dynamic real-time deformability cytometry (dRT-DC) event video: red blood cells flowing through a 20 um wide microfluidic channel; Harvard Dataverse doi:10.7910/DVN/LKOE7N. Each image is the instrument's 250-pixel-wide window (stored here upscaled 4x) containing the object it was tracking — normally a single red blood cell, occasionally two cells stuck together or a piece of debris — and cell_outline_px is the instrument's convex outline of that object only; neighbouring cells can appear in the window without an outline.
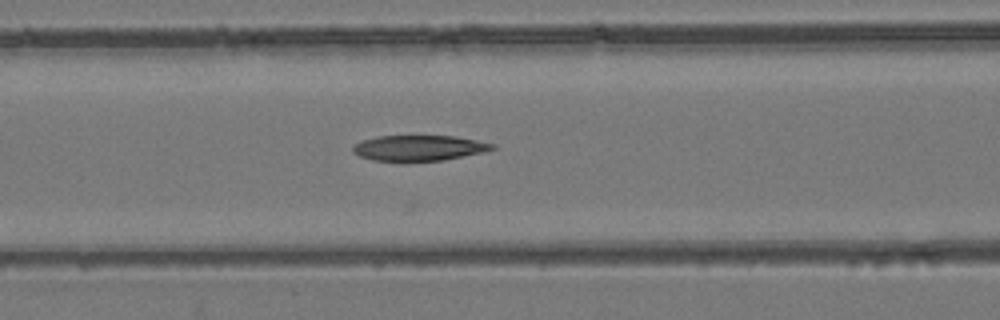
{"species": "common noctule bat (a hibernating species)", "species_latin": "Nyctalus noctula", "temperature_condition": "room temperature", "stored_images_in_passage": 5, "camera_frame_rate_fps": 3000, "um_per_image_px": 0.085, "animal": {"sex": "female", "body_mass_g": 24.6, "forearm_length_mm": 56.2}, "frame": {"image": 1, "passage_image": 5, "time_ms": 4.667, "image_size_px": [1000, 320], "cell_outline_px": [[496, 148], [484, 152], [444, 160], [372, 160], [360, 156], [352, 152], [352, 148], [356, 144], [364, 140], [380, 136], [456, 136], [496, 144]], "centroid_in_image_um": [35.67, 12.57], "position_along_channel_um": 130.9, "area_um2": 20.4}}